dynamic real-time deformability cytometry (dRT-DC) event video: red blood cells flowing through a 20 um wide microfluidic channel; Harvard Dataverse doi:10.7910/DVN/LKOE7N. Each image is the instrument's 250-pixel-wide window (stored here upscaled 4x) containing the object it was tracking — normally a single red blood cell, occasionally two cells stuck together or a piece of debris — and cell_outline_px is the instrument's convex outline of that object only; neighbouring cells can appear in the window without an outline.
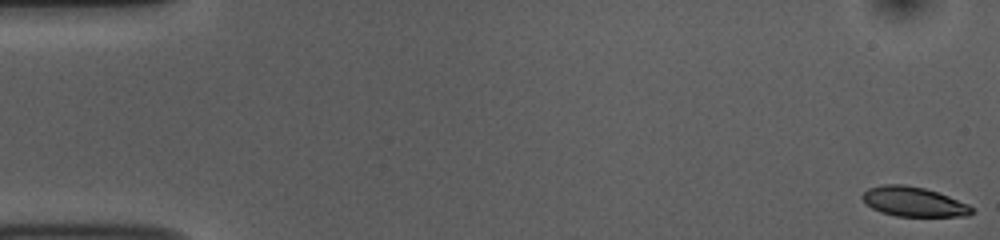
{"species": "common noctule bat (a hibernating species)", "species_latin": "Nyctalus noctula", "temperature_condition": "room temperature", "stored_images_in_passage": 54, "camera_frame_rate_fps": 3000, "um_per_image_px": 0.085, "animal": {"sex": "female", "body_mass_g": 10.0, "forearm_length_mm": 53.1}, "frame": {"image": 1, "passage_image": 1, "time_ms": 0.0, "image_size_px": [1000, 240], "cell_outline_px": [[972, 212], [968, 216], [896, 216], [880, 212], [872, 208], [860, 196], [868, 188], [884, 184], [904, 184], [924, 188], [948, 196], [968, 204], [972, 208]], "centroid_in_image_um": [77.63, 17.14], "position_along_channel_um": 7.4, "area_um2": 18.73}}
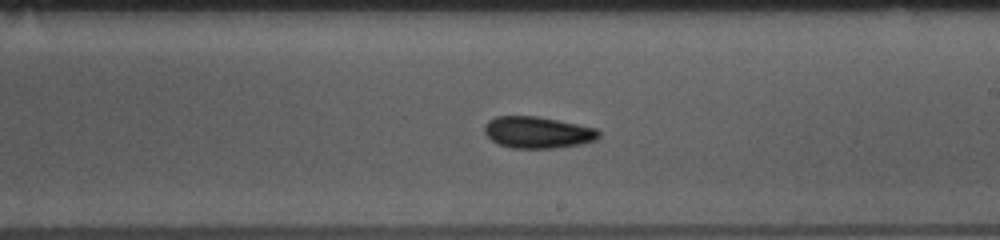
{"frame": {"image": 2, "passage_image": 31, "time_ms": 10.0, "image_size_px": [1000, 240], "cell_outline_px": [[600, 136], [596, 140], [580, 144], [556, 148], [512, 148], [500, 144], [492, 140], [484, 132], [484, 124], [488, 120], [496, 116], [536, 116], [596, 128], [600, 132]], "centroid_in_image_um": [45.69, 11.25], "position_along_channel_um": 243.3, "area_um2": 20.98}}
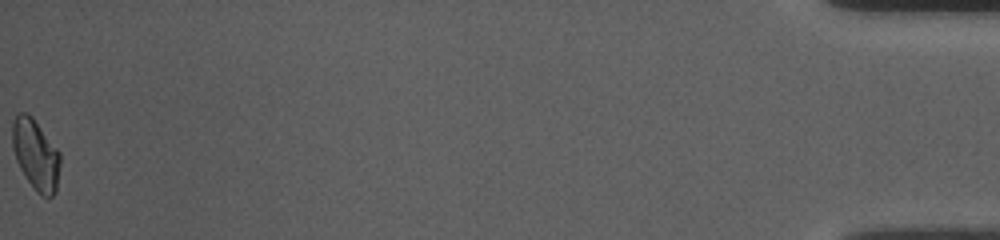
{"frame": {"image": 3, "passage_image": 54, "time_ms": 17.667, "image_size_px": [1000, 240], "cell_outline_px": [[60, 164], [56, 192], [48, 200], [40, 196], [36, 192], [24, 176], [16, 160], [12, 148], [12, 124], [16, 116], [20, 112], [24, 112], [32, 116], [60, 152]], "centroid_in_image_um": [3.04, 13.19], "position_along_channel_um": 432.2, "area_um2": 19.94}, "authors_computed_cell_mechanics": {"area_um2": 19.9121, "velocity_mm_per_s": 3.7522, "shape_relaxation_time_tau1_ms": 3.9816, "shape_relaxation_time_tau2_ms": 7.6401, "deformation_change_tau1": 0.0964, "deformation_change_tau2": 0.1188}}